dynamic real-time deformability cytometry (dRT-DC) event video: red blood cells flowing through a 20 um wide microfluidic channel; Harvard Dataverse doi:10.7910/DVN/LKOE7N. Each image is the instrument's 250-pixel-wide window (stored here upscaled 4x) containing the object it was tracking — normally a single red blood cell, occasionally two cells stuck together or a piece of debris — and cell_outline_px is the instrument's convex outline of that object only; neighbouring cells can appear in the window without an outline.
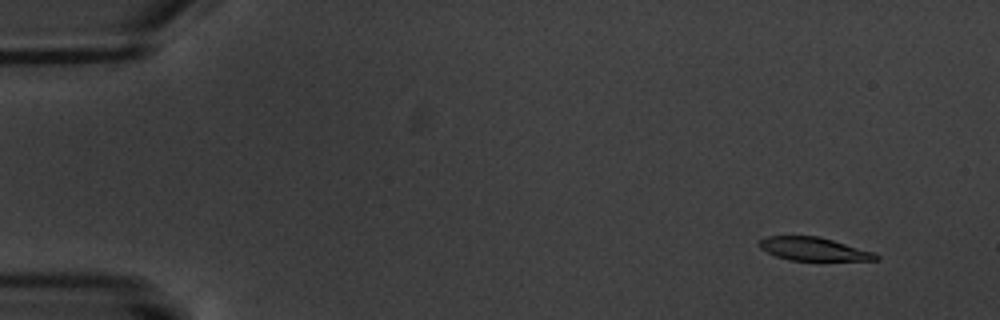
{"species": "common noctule bat (a hibernating species)", "species_latin": "Nyctalus noctula", "temperature_condition": "warm", "stored_images_in_passage": 6, "camera_frame_rate_fps": 3000, "um_per_image_px": 0.085, "animal": {"sex": "male", "body_mass_g": 20.1, "forearm_length_mm": 53.5}, "frame": {"image": 1, "passage_image": 2, "time_ms": 1.333, "image_size_px": [1000, 320], "cell_outline_px": [[880, 260], [788, 260], [776, 256], [760, 248], [760, 240], [768, 236], [820, 236], [876, 252], [880, 256]], "centroid_in_image_um": [69.23, 21.16], "position_along_channel_um": 15.8, "area_um2": 15.84}}